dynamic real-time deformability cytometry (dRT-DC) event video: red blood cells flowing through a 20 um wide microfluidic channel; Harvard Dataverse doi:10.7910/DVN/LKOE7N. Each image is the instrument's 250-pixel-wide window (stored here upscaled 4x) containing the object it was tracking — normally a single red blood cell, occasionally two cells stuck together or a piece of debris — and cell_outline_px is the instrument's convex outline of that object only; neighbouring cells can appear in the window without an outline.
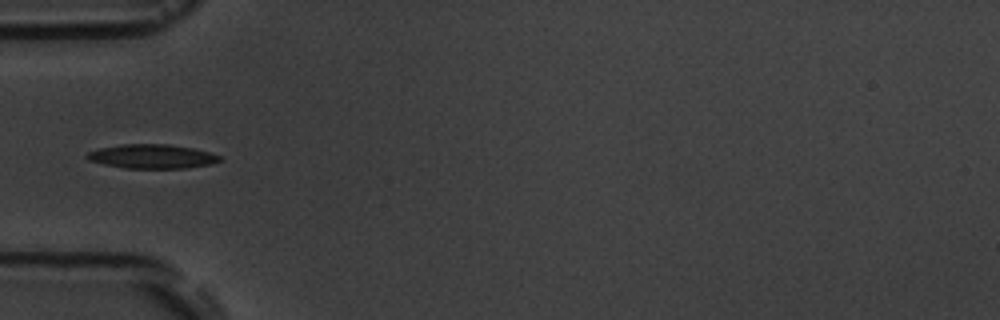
{"species": "common noctule bat (a hibernating species)", "species_latin": "Nyctalus noctula", "temperature_condition": "room temperature", "stored_images_in_passage": 7, "camera_frame_rate_fps": 3000, "um_per_image_px": 0.085, "animal": {"sex": "male", "body_mass_g": 19.5, "forearm_length_mm": 54.6}, "frame": {"image": 1, "passage_image": 4, "time_ms": 4.333, "image_size_px": [1000, 320], "cell_outline_px": [[220, 160], [212, 164], [188, 168], [124, 168], [104, 164], [88, 160], [84, 156], [88, 152], [100, 148], [124, 144], [168, 144], [192, 148], [208, 152], [220, 156]], "centroid_in_image_um": [12.9, 13.3], "position_along_channel_um": 72.1, "area_um2": 18.55}}
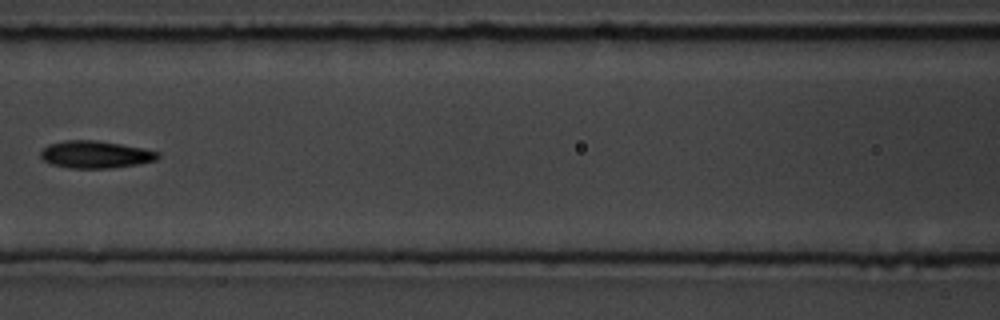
{"frame": {"image": 2, "passage_image": 6, "time_ms": 6.667, "image_size_px": [1000, 320], "cell_outline_px": [[160, 156], [156, 160], [136, 164], [112, 168], [72, 168], [52, 164], [44, 160], [40, 156], [40, 152], [48, 144], [64, 140], [96, 140], [144, 148], [160, 152]], "centroid_in_image_um": [8.12, 13.12], "position_along_channel_um": 158.5, "area_um2": 18.61}}
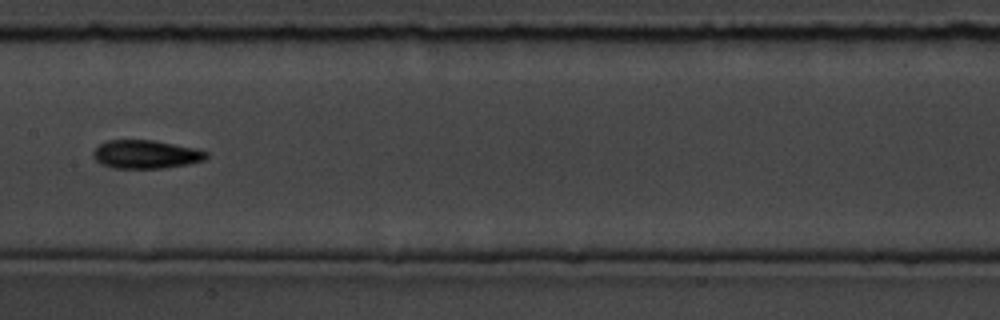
{"frame": {"image": 3, "passage_image": 7, "time_ms": 7.667, "image_size_px": [1000, 320], "cell_outline_px": [[208, 156], [204, 160], [188, 164], [164, 168], [112, 168], [96, 160], [92, 156], [92, 152], [100, 144], [108, 140], [152, 140], [196, 148], [208, 152]], "centroid_in_image_um": [12.41, 13.12], "position_along_channel_um": 195.0, "area_um2": 18.67}}